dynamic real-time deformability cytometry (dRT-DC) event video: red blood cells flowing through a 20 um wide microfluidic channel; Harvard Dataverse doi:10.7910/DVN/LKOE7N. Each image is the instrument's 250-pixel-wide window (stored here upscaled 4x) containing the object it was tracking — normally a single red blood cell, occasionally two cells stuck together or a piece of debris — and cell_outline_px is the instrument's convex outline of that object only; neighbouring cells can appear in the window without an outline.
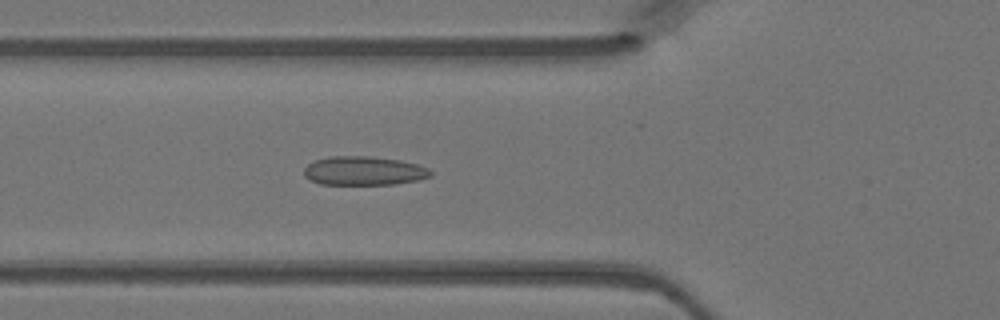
{"species": "Egyptian fruit bat (a non-hibernating species)", "species_latin": "Rousettus aegyptiacus", "temperature_condition": "warm", "stored_images_in_passage": 40, "camera_frame_rate_fps": 3000, "um_per_image_px": 0.085, "animal": {"sex": "female"}, "frame": {"image": 1, "passage_image": 17, "time_ms": 5.333, "image_size_px": [1000, 320], "cell_outline_px": [[432, 176], [420, 180], [392, 184], [320, 184], [308, 180], [304, 176], [304, 168], [308, 164], [316, 160], [328, 156], [368, 156], [400, 160], [416, 164], [428, 168], [432, 172]], "centroid_in_image_um": [30.91, 14.52], "position_along_channel_um": 94.9, "area_um2": 21.39}}
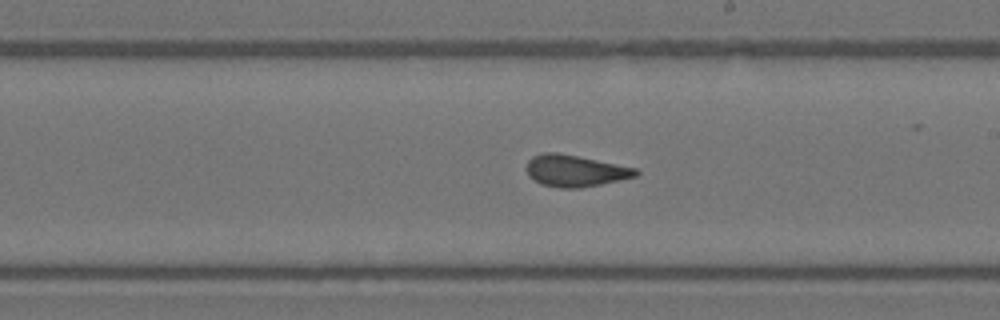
{"frame": {"image": 2, "passage_image": 27, "time_ms": 8.667, "image_size_px": [1000, 320], "cell_outline_px": [[640, 172], [636, 176], [620, 180], [580, 188], [560, 188], [540, 184], [532, 180], [528, 176], [524, 168], [528, 160], [532, 156], [540, 152], [560, 152], [636, 168]], "centroid_in_image_um": [48.81, 14.51], "position_along_channel_um": 240.2, "area_um2": 20.52}}
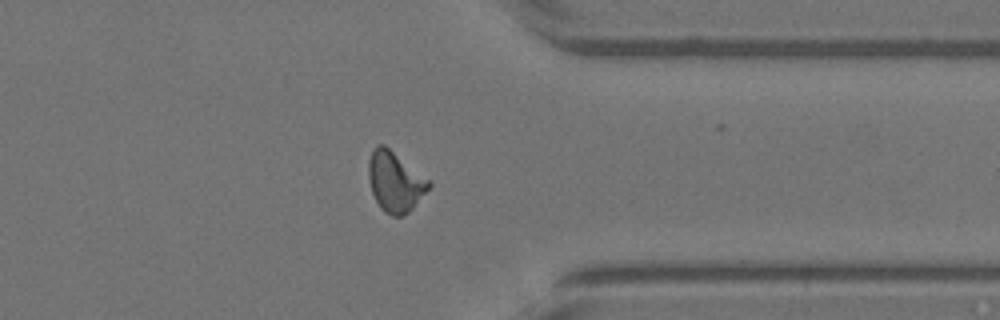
{"frame": {"image": 3, "passage_image": 37, "time_ms": 12.0, "image_size_px": [1000, 320], "cell_outline_px": [[432, 184], [412, 208], [408, 212], [400, 216], [392, 216], [384, 212], [380, 208], [372, 192], [368, 176], [368, 160], [372, 148], [376, 144], [384, 144], [432, 180]], "centroid_in_image_um": [33.58, 15.4], "position_along_channel_um": 377.8, "area_um2": 21.39}}